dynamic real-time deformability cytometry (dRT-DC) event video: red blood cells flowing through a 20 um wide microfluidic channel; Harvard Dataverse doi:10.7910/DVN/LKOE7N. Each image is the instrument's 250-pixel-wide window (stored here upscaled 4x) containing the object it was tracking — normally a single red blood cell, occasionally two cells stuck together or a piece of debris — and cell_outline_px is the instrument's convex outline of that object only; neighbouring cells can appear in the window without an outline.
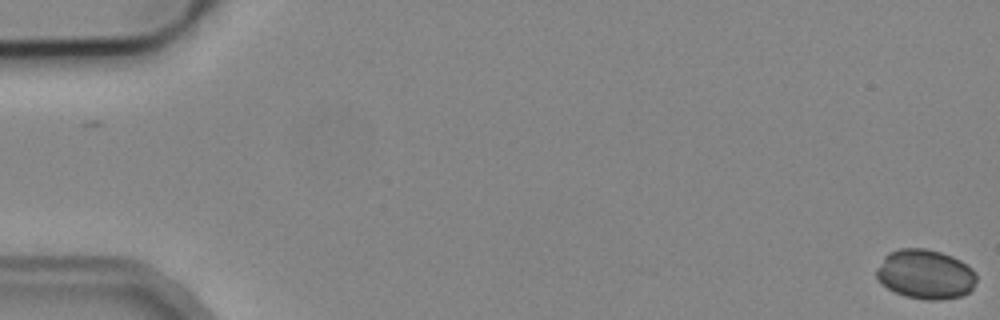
{"species": "common noctule bat (a hibernating species)", "species_latin": "Nyctalus noctula", "temperature_condition": "cold", "stored_images_in_passage": 6, "camera_frame_rate_fps": 3000, "um_per_image_px": 0.085, "animal": {"sex": "male", "body_mass_g": 19.2, "forearm_length_mm": 51.8}, "frame": {"image": 1, "passage_image": 1, "time_ms": 0.0, "image_size_px": [1000, 320], "cell_outline_px": [[976, 280], [972, 288], [968, 292], [960, 296], [940, 300], [924, 300], [908, 296], [896, 292], [880, 284], [876, 276], [876, 268], [884, 256], [888, 252], [900, 248], [928, 248], [952, 256], [960, 260], [972, 268], [976, 272]], "centroid_in_image_um": [78.64, 23.3], "position_along_channel_um": 6.4, "area_um2": 29.02}}
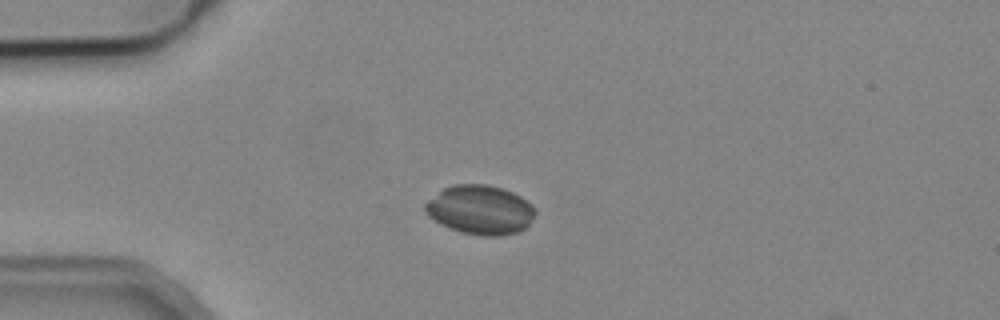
{"frame": {"image": 2, "passage_image": 4, "time_ms": 4.667, "image_size_px": [1000, 320], "cell_outline_px": [[536, 212], [528, 224], [524, 228], [516, 232], [500, 236], [484, 236], [460, 232], [448, 228], [440, 224], [428, 216], [424, 212], [424, 204], [428, 200], [444, 188], [452, 184], [488, 184], [504, 188], [520, 196], [532, 204]], "centroid_in_image_um": [40.79, 17.83], "position_along_channel_um": 44.2, "area_um2": 31.67}}